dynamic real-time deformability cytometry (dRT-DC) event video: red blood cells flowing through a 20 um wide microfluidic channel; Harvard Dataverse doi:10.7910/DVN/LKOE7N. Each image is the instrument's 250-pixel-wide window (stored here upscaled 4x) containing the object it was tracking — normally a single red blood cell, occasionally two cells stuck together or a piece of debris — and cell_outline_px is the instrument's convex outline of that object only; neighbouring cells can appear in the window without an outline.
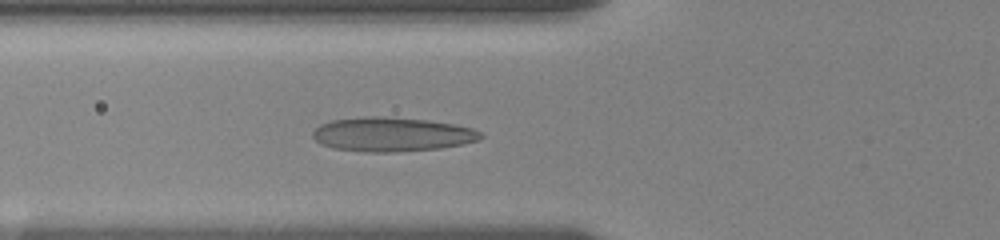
{"species": "human", "species_latin": "Homo sapiens", "temperature_condition": "room temperature", "stored_images_in_passage": 30, "camera_frame_rate_fps": 3000, "um_per_image_px": 0.085, "donor": {"sex": "female"}, "frame": {"image": 1, "passage_image": 17, "time_ms": 7.0, "image_size_px": [1000, 240], "cell_outline_px": [[484, 136], [480, 140], [464, 144], [440, 148], [392, 152], [368, 152], [332, 148], [320, 144], [312, 136], [312, 132], [320, 124], [332, 120], [364, 116], [376, 116], [428, 120], [456, 124], [472, 128], [480, 132]], "centroid_in_image_um": [33.32, 11.42], "position_along_channel_um": 92.5, "area_um2": 33.58}}
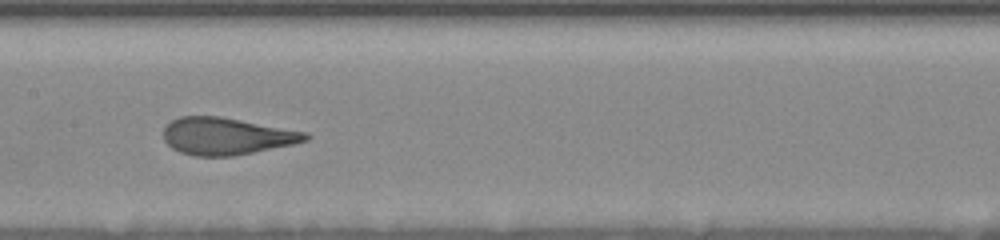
{"frame": {"image": 2, "passage_image": 24, "time_ms": 9.667, "image_size_px": [1000, 240], "cell_outline_px": [[312, 136], [308, 140], [292, 144], [232, 156], [196, 156], [180, 152], [172, 148], [164, 140], [164, 128], [172, 120], [180, 116], [220, 116], [308, 132]], "centroid_in_image_um": [19.26, 11.56], "position_along_channel_um": 188.1, "area_um2": 30.58}}
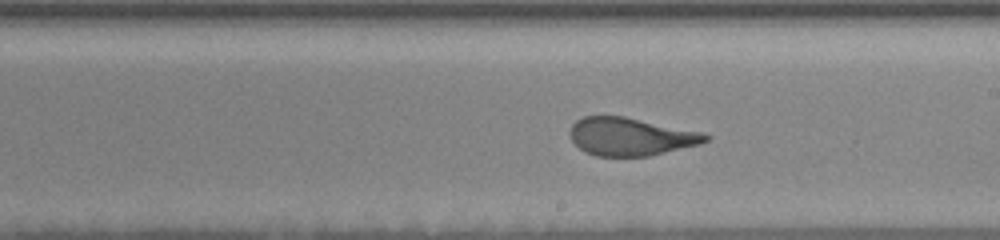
{"frame": {"image": 3, "passage_image": 28, "time_ms": 11.0, "image_size_px": [1000, 240], "cell_outline_px": [[712, 136], [708, 140], [700, 144], [648, 156], [596, 156], [584, 152], [572, 140], [568, 132], [572, 124], [576, 120], [584, 116], [624, 116], [704, 132]], "centroid_in_image_um": [53.61, 11.6], "position_along_channel_um": 235.4, "area_um2": 30.11}}